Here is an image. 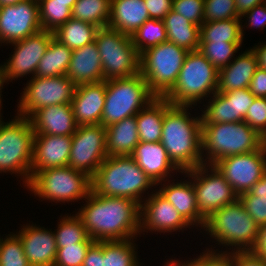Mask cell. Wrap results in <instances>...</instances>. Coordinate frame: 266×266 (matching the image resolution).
I'll return each instance as SVG.
<instances>
[{"label": "cell", "mask_w": 266, "mask_h": 266, "mask_svg": "<svg viewBox=\"0 0 266 266\" xmlns=\"http://www.w3.org/2000/svg\"><path fill=\"white\" fill-rule=\"evenodd\" d=\"M76 215L94 241L137 238L140 231V205L125 197L101 196L92 190Z\"/></svg>", "instance_id": "6da1fadb"}, {"label": "cell", "mask_w": 266, "mask_h": 266, "mask_svg": "<svg viewBox=\"0 0 266 266\" xmlns=\"http://www.w3.org/2000/svg\"><path fill=\"white\" fill-rule=\"evenodd\" d=\"M191 108L195 111L193 106H172L165 113L163 120L160 143L167 151L170 160L181 172L204 164L202 118L199 112L192 114Z\"/></svg>", "instance_id": "7a4b0ae2"}, {"label": "cell", "mask_w": 266, "mask_h": 266, "mask_svg": "<svg viewBox=\"0 0 266 266\" xmlns=\"http://www.w3.org/2000/svg\"><path fill=\"white\" fill-rule=\"evenodd\" d=\"M91 183L95 194L125 197L139 205L152 193L150 190L157 187L130 155L108 156L91 178Z\"/></svg>", "instance_id": "3957f363"}, {"label": "cell", "mask_w": 266, "mask_h": 266, "mask_svg": "<svg viewBox=\"0 0 266 266\" xmlns=\"http://www.w3.org/2000/svg\"><path fill=\"white\" fill-rule=\"evenodd\" d=\"M258 227L256 222L248 215L242 203L237 199L234 203L216 210L206 220L203 228V233L209 234L208 236L214 240H212V243L214 242L216 246L214 244L213 248L219 245L220 247L222 246V249L215 250L210 246L205 248L228 253L251 250L257 240ZM223 247H225L224 250Z\"/></svg>", "instance_id": "277c9868"}, {"label": "cell", "mask_w": 266, "mask_h": 266, "mask_svg": "<svg viewBox=\"0 0 266 266\" xmlns=\"http://www.w3.org/2000/svg\"><path fill=\"white\" fill-rule=\"evenodd\" d=\"M218 77L219 71L199 50L189 51L175 85L164 98L173 106L196 107L217 92Z\"/></svg>", "instance_id": "5b68a950"}, {"label": "cell", "mask_w": 266, "mask_h": 266, "mask_svg": "<svg viewBox=\"0 0 266 266\" xmlns=\"http://www.w3.org/2000/svg\"><path fill=\"white\" fill-rule=\"evenodd\" d=\"M263 137L244 120L202 124V159L213 165L228 156L249 153L264 145Z\"/></svg>", "instance_id": "8992f818"}, {"label": "cell", "mask_w": 266, "mask_h": 266, "mask_svg": "<svg viewBox=\"0 0 266 266\" xmlns=\"http://www.w3.org/2000/svg\"><path fill=\"white\" fill-rule=\"evenodd\" d=\"M34 135L29 118L15 115L0 122V174H15L24 188L31 179Z\"/></svg>", "instance_id": "52a82bcc"}, {"label": "cell", "mask_w": 266, "mask_h": 266, "mask_svg": "<svg viewBox=\"0 0 266 266\" xmlns=\"http://www.w3.org/2000/svg\"><path fill=\"white\" fill-rule=\"evenodd\" d=\"M27 191L41 201L58 203L85 200L92 190L91 177L69 166L38 171L29 181ZM57 203V204H56Z\"/></svg>", "instance_id": "ba28073f"}, {"label": "cell", "mask_w": 266, "mask_h": 266, "mask_svg": "<svg viewBox=\"0 0 266 266\" xmlns=\"http://www.w3.org/2000/svg\"><path fill=\"white\" fill-rule=\"evenodd\" d=\"M188 52L166 41L140 54V74L156 97H164L173 88Z\"/></svg>", "instance_id": "9c48e42d"}, {"label": "cell", "mask_w": 266, "mask_h": 266, "mask_svg": "<svg viewBox=\"0 0 266 266\" xmlns=\"http://www.w3.org/2000/svg\"><path fill=\"white\" fill-rule=\"evenodd\" d=\"M155 98L140 73L133 77L107 80L101 124L107 127L137 115Z\"/></svg>", "instance_id": "30bf717a"}, {"label": "cell", "mask_w": 266, "mask_h": 266, "mask_svg": "<svg viewBox=\"0 0 266 266\" xmlns=\"http://www.w3.org/2000/svg\"><path fill=\"white\" fill-rule=\"evenodd\" d=\"M95 43L101 57L104 81L140 73V54L131 36L107 26L97 30Z\"/></svg>", "instance_id": "8fae6325"}, {"label": "cell", "mask_w": 266, "mask_h": 266, "mask_svg": "<svg viewBox=\"0 0 266 266\" xmlns=\"http://www.w3.org/2000/svg\"><path fill=\"white\" fill-rule=\"evenodd\" d=\"M28 80L18 98L16 115L29 118L41 108L71 104L76 85L67 75L48 78L34 76Z\"/></svg>", "instance_id": "7c38bea8"}, {"label": "cell", "mask_w": 266, "mask_h": 266, "mask_svg": "<svg viewBox=\"0 0 266 266\" xmlns=\"http://www.w3.org/2000/svg\"><path fill=\"white\" fill-rule=\"evenodd\" d=\"M184 173L193 182L198 211L206 220L216 210L238 199L231 185L214 165L202 164Z\"/></svg>", "instance_id": "4fadbf2b"}, {"label": "cell", "mask_w": 266, "mask_h": 266, "mask_svg": "<svg viewBox=\"0 0 266 266\" xmlns=\"http://www.w3.org/2000/svg\"><path fill=\"white\" fill-rule=\"evenodd\" d=\"M53 37V32L41 30L23 40L6 45H11L14 49L8 60L6 59V62L0 64V77L4 84L8 85L15 79L20 80L27 76L30 77L29 79L33 78L38 63Z\"/></svg>", "instance_id": "5bb4252c"}, {"label": "cell", "mask_w": 266, "mask_h": 266, "mask_svg": "<svg viewBox=\"0 0 266 266\" xmlns=\"http://www.w3.org/2000/svg\"><path fill=\"white\" fill-rule=\"evenodd\" d=\"M107 157L105 127L102 124L78 126L72 135L68 166L92 178Z\"/></svg>", "instance_id": "9a60e30c"}, {"label": "cell", "mask_w": 266, "mask_h": 266, "mask_svg": "<svg viewBox=\"0 0 266 266\" xmlns=\"http://www.w3.org/2000/svg\"><path fill=\"white\" fill-rule=\"evenodd\" d=\"M213 165L239 196L248 192L266 172V144L256 151L225 157Z\"/></svg>", "instance_id": "2e32d148"}, {"label": "cell", "mask_w": 266, "mask_h": 266, "mask_svg": "<svg viewBox=\"0 0 266 266\" xmlns=\"http://www.w3.org/2000/svg\"><path fill=\"white\" fill-rule=\"evenodd\" d=\"M194 229L176 210V208L164 199L157 190L152 193L140 205V231L141 234L182 232ZM186 229V230H185ZM157 232V233H156Z\"/></svg>", "instance_id": "e0dca14e"}, {"label": "cell", "mask_w": 266, "mask_h": 266, "mask_svg": "<svg viewBox=\"0 0 266 266\" xmlns=\"http://www.w3.org/2000/svg\"><path fill=\"white\" fill-rule=\"evenodd\" d=\"M41 30L38 1L24 0L0 8V47L23 40Z\"/></svg>", "instance_id": "ac0fdd59"}, {"label": "cell", "mask_w": 266, "mask_h": 266, "mask_svg": "<svg viewBox=\"0 0 266 266\" xmlns=\"http://www.w3.org/2000/svg\"><path fill=\"white\" fill-rule=\"evenodd\" d=\"M254 98L249 88L231 92H215L205 101L207 104L203 103L205 108L198 106L201 111L202 124L243 121Z\"/></svg>", "instance_id": "d6986e66"}, {"label": "cell", "mask_w": 266, "mask_h": 266, "mask_svg": "<svg viewBox=\"0 0 266 266\" xmlns=\"http://www.w3.org/2000/svg\"><path fill=\"white\" fill-rule=\"evenodd\" d=\"M181 174L187 179L183 178L180 181L179 179L178 181L177 179L171 181L168 179L157 183L156 186L159 187L156 190L176 208L192 227H196L197 231L199 230L202 233L206 219L198 211L193 182L184 172Z\"/></svg>", "instance_id": "ffe728a7"}, {"label": "cell", "mask_w": 266, "mask_h": 266, "mask_svg": "<svg viewBox=\"0 0 266 266\" xmlns=\"http://www.w3.org/2000/svg\"><path fill=\"white\" fill-rule=\"evenodd\" d=\"M21 224L19 231L15 233L22 241V247L30 266H53L57 247L55 235L52 229L45 226L30 224Z\"/></svg>", "instance_id": "44dd1931"}, {"label": "cell", "mask_w": 266, "mask_h": 266, "mask_svg": "<svg viewBox=\"0 0 266 266\" xmlns=\"http://www.w3.org/2000/svg\"><path fill=\"white\" fill-rule=\"evenodd\" d=\"M72 146V136L35 134L31 178L49 168L68 166Z\"/></svg>", "instance_id": "7402d4cb"}, {"label": "cell", "mask_w": 266, "mask_h": 266, "mask_svg": "<svg viewBox=\"0 0 266 266\" xmlns=\"http://www.w3.org/2000/svg\"><path fill=\"white\" fill-rule=\"evenodd\" d=\"M130 156L155 184L182 173L160 142H139Z\"/></svg>", "instance_id": "603a6c76"}, {"label": "cell", "mask_w": 266, "mask_h": 266, "mask_svg": "<svg viewBox=\"0 0 266 266\" xmlns=\"http://www.w3.org/2000/svg\"><path fill=\"white\" fill-rule=\"evenodd\" d=\"M105 95L106 81L76 86L71 106L78 126L101 124Z\"/></svg>", "instance_id": "cb8c5ba5"}, {"label": "cell", "mask_w": 266, "mask_h": 266, "mask_svg": "<svg viewBox=\"0 0 266 266\" xmlns=\"http://www.w3.org/2000/svg\"><path fill=\"white\" fill-rule=\"evenodd\" d=\"M29 120L35 134L72 136L78 128L71 104L41 108L36 110Z\"/></svg>", "instance_id": "d4e9b609"}, {"label": "cell", "mask_w": 266, "mask_h": 266, "mask_svg": "<svg viewBox=\"0 0 266 266\" xmlns=\"http://www.w3.org/2000/svg\"><path fill=\"white\" fill-rule=\"evenodd\" d=\"M66 75L76 86L104 81L101 57L95 41L72 50Z\"/></svg>", "instance_id": "484cf974"}, {"label": "cell", "mask_w": 266, "mask_h": 266, "mask_svg": "<svg viewBox=\"0 0 266 266\" xmlns=\"http://www.w3.org/2000/svg\"><path fill=\"white\" fill-rule=\"evenodd\" d=\"M238 54L226 67L219 70L217 92L249 88L258 69L257 57L251 47Z\"/></svg>", "instance_id": "4316f807"}, {"label": "cell", "mask_w": 266, "mask_h": 266, "mask_svg": "<svg viewBox=\"0 0 266 266\" xmlns=\"http://www.w3.org/2000/svg\"><path fill=\"white\" fill-rule=\"evenodd\" d=\"M149 18L144 0H111V29L132 36Z\"/></svg>", "instance_id": "83f0119b"}, {"label": "cell", "mask_w": 266, "mask_h": 266, "mask_svg": "<svg viewBox=\"0 0 266 266\" xmlns=\"http://www.w3.org/2000/svg\"><path fill=\"white\" fill-rule=\"evenodd\" d=\"M105 129L108 156L131 155L139 144L136 115L113 123Z\"/></svg>", "instance_id": "f1b7e54d"}, {"label": "cell", "mask_w": 266, "mask_h": 266, "mask_svg": "<svg viewBox=\"0 0 266 266\" xmlns=\"http://www.w3.org/2000/svg\"><path fill=\"white\" fill-rule=\"evenodd\" d=\"M173 105L164 97H156L136 115L139 142H160L165 113Z\"/></svg>", "instance_id": "f546056e"}, {"label": "cell", "mask_w": 266, "mask_h": 266, "mask_svg": "<svg viewBox=\"0 0 266 266\" xmlns=\"http://www.w3.org/2000/svg\"><path fill=\"white\" fill-rule=\"evenodd\" d=\"M167 41L188 51L199 50L200 26L171 10L163 19Z\"/></svg>", "instance_id": "4dcf8cb0"}, {"label": "cell", "mask_w": 266, "mask_h": 266, "mask_svg": "<svg viewBox=\"0 0 266 266\" xmlns=\"http://www.w3.org/2000/svg\"><path fill=\"white\" fill-rule=\"evenodd\" d=\"M71 54V49L53 37L38 63L35 76L48 78L66 75Z\"/></svg>", "instance_id": "1f68e13d"}, {"label": "cell", "mask_w": 266, "mask_h": 266, "mask_svg": "<svg viewBox=\"0 0 266 266\" xmlns=\"http://www.w3.org/2000/svg\"><path fill=\"white\" fill-rule=\"evenodd\" d=\"M98 29L90 23L70 18L53 32V36L69 49L75 50L94 42Z\"/></svg>", "instance_id": "d6a6232c"}, {"label": "cell", "mask_w": 266, "mask_h": 266, "mask_svg": "<svg viewBox=\"0 0 266 266\" xmlns=\"http://www.w3.org/2000/svg\"><path fill=\"white\" fill-rule=\"evenodd\" d=\"M135 240L137 238L103 241V266H143Z\"/></svg>", "instance_id": "836d02e7"}, {"label": "cell", "mask_w": 266, "mask_h": 266, "mask_svg": "<svg viewBox=\"0 0 266 266\" xmlns=\"http://www.w3.org/2000/svg\"><path fill=\"white\" fill-rule=\"evenodd\" d=\"M243 22L240 18L203 22L200 26V42H243Z\"/></svg>", "instance_id": "e575fe53"}, {"label": "cell", "mask_w": 266, "mask_h": 266, "mask_svg": "<svg viewBox=\"0 0 266 266\" xmlns=\"http://www.w3.org/2000/svg\"><path fill=\"white\" fill-rule=\"evenodd\" d=\"M110 10L111 0H77L72 18L103 28L108 26Z\"/></svg>", "instance_id": "d590c367"}, {"label": "cell", "mask_w": 266, "mask_h": 266, "mask_svg": "<svg viewBox=\"0 0 266 266\" xmlns=\"http://www.w3.org/2000/svg\"><path fill=\"white\" fill-rule=\"evenodd\" d=\"M61 218V219H60ZM59 222L54 229L56 247L62 248L64 245H74L79 242H95L88 236L83 226L82 220L75 214L60 215Z\"/></svg>", "instance_id": "8d00e7d4"}, {"label": "cell", "mask_w": 266, "mask_h": 266, "mask_svg": "<svg viewBox=\"0 0 266 266\" xmlns=\"http://www.w3.org/2000/svg\"><path fill=\"white\" fill-rule=\"evenodd\" d=\"M238 199L258 226L266 224V172L248 192L240 194Z\"/></svg>", "instance_id": "74e56055"}, {"label": "cell", "mask_w": 266, "mask_h": 266, "mask_svg": "<svg viewBox=\"0 0 266 266\" xmlns=\"http://www.w3.org/2000/svg\"><path fill=\"white\" fill-rule=\"evenodd\" d=\"M39 18L41 29L54 32L67 20L72 18L69 2L39 0Z\"/></svg>", "instance_id": "f35d334b"}, {"label": "cell", "mask_w": 266, "mask_h": 266, "mask_svg": "<svg viewBox=\"0 0 266 266\" xmlns=\"http://www.w3.org/2000/svg\"><path fill=\"white\" fill-rule=\"evenodd\" d=\"M133 45L141 54L146 49L167 41V33L163 20L149 18L131 36Z\"/></svg>", "instance_id": "ab89813d"}, {"label": "cell", "mask_w": 266, "mask_h": 266, "mask_svg": "<svg viewBox=\"0 0 266 266\" xmlns=\"http://www.w3.org/2000/svg\"><path fill=\"white\" fill-rule=\"evenodd\" d=\"M243 42H200L199 51L219 71L240 51Z\"/></svg>", "instance_id": "60d3db41"}, {"label": "cell", "mask_w": 266, "mask_h": 266, "mask_svg": "<svg viewBox=\"0 0 266 266\" xmlns=\"http://www.w3.org/2000/svg\"><path fill=\"white\" fill-rule=\"evenodd\" d=\"M3 236L0 237V266H30L20 237L15 232Z\"/></svg>", "instance_id": "b9f144b4"}, {"label": "cell", "mask_w": 266, "mask_h": 266, "mask_svg": "<svg viewBox=\"0 0 266 266\" xmlns=\"http://www.w3.org/2000/svg\"><path fill=\"white\" fill-rule=\"evenodd\" d=\"M240 18L235 0H204V22Z\"/></svg>", "instance_id": "7bdbcfd3"}, {"label": "cell", "mask_w": 266, "mask_h": 266, "mask_svg": "<svg viewBox=\"0 0 266 266\" xmlns=\"http://www.w3.org/2000/svg\"><path fill=\"white\" fill-rule=\"evenodd\" d=\"M94 242H79L74 245H64L57 248L53 266H82L89 247Z\"/></svg>", "instance_id": "ee69618b"}, {"label": "cell", "mask_w": 266, "mask_h": 266, "mask_svg": "<svg viewBox=\"0 0 266 266\" xmlns=\"http://www.w3.org/2000/svg\"><path fill=\"white\" fill-rule=\"evenodd\" d=\"M200 255L197 254L196 258H188L189 260H182L183 266H233L232 252H218L208 249L202 250Z\"/></svg>", "instance_id": "f6af8a7d"}, {"label": "cell", "mask_w": 266, "mask_h": 266, "mask_svg": "<svg viewBox=\"0 0 266 266\" xmlns=\"http://www.w3.org/2000/svg\"><path fill=\"white\" fill-rule=\"evenodd\" d=\"M244 121L262 137L266 134V97H255Z\"/></svg>", "instance_id": "bcb514c9"}, {"label": "cell", "mask_w": 266, "mask_h": 266, "mask_svg": "<svg viewBox=\"0 0 266 266\" xmlns=\"http://www.w3.org/2000/svg\"><path fill=\"white\" fill-rule=\"evenodd\" d=\"M172 10L198 26L204 22V0H173Z\"/></svg>", "instance_id": "7dc6e473"}, {"label": "cell", "mask_w": 266, "mask_h": 266, "mask_svg": "<svg viewBox=\"0 0 266 266\" xmlns=\"http://www.w3.org/2000/svg\"><path fill=\"white\" fill-rule=\"evenodd\" d=\"M240 19L245 20L244 24L243 25L241 24L243 39L245 37L244 30L248 28L250 29L255 28L258 29L259 31L263 30L264 28H266V2L255 5L251 10L243 13L240 16Z\"/></svg>", "instance_id": "c3c4849f"}, {"label": "cell", "mask_w": 266, "mask_h": 266, "mask_svg": "<svg viewBox=\"0 0 266 266\" xmlns=\"http://www.w3.org/2000/svg\"><path fill=\"white\" fill-rule=\"evenodd\" d=\"M150 18L163 20L172 10L173 0H144Z\"/></svg>", "instance_id": "681fc988"}, {"label": "cell", "mask_w": 266, "mask_h": 266, "mask_svg": "<svg viewBox=\"0 0 266 266\" xmlns=\"http://www.w3.org/2000/svg\"><path fill=\"white\" fill-rule=\"evenodd\" d=\"M232 264L233 266H266V261L251 250L232 251Z\"/></svg>", "instance_id": "f907efd6"}, {"label": "cell", "mask_w": 266, "mask_h": 266, "mask_svg": "<svg viewBox=\"0 0 266 266\" xmlns=\"http://www.w3.org/2000/svg\"><path fill=\"white\" fill-rule=\"evenodd\" d=\"M82 266H103V241H95L89 247Z\"/></svg>", "instance_id": "816d5d0a"}, {"label": "cell", "mask_w": 266, "mask_h": 266, "mask_svg": "<svg viewBox=\"0 0 266 266\" xmlns=\"http://www.w3.org/2000/svg\"><path fill=\"white\" fill-rule=\"evenodd\" d=\"M249 91L255 97H266V70H256L250 81Z\"/></svg>", "instance_id": "f5cc1de1"}, {"label": "cell", "mask_w": 266, "mask_h": 266, "mask_svg": "<svg viewBox=\"0 0 266 266\" xmlns=\"http://www.w3.org/2000/svg\"><path fill=\"white\" fill-rule=\"evenodd\" d=\"M251 251L266 261V224L258 227L257 240Z\"/></svg>", "instance_id": "db71d44e"}, {"label": "cell", "mask_w": 266, "mask_h": 266, "mask_svg": "<svg viewBox=\"0 0 266 266\" xmlns=\"http://www.w3.org/2000/svg\"><path fill=\"white\" fill-rule=\"evenodd\" d=\"M256 54L258 61V68L266 70V42H258V44L251 47Z\"/></svg>", "instance_id": "11a10c76"}, {"label": "cell", "mask_w": 266, "mask_h": 266, "mask_svg": "<svg viewBox=\"0 0 266 266\" xmlns=\"http://www.w3.org/2000/svg\"><path fill=\"white\" fill-rule=\"evenodd\" d=\"M266 0H235L237 13L241 16L243 13L251 10L255 5L262 4Z\"/></svg>", "instance_id": "9f6ffc18"}, {"label": "cell", "mask_w": 266, "mask_h": 266, "mask_svg": "<svg viewBox=\"0 0 266 266\" xmlns=\"http://www.w3.org/2000/svg\"><path fill=\"white\" fill-rule=\"evenodd\" d=\"M4 86H5V84H4V82L2 81V79H1V77H0V122H2L3 121V117H2V112L1 111H3V109H2V107H3V102H2V99H3V94H2V89L4 88Z\"/></svg>", "instance_id": "6f0895ef"}, {"label": "cell", "mask_w": 266, "mask_h": 266, "mask_svg": "<svg viewBox=\"0 0 266 266\" xmlns=\"http://www.w3.org/2000/svg\"><path fill=\"white\" fill-rule=\"evenodd\" d=\"M164 262L165 263L163 266H183L181 261L179 259H176V257L174 259L171 257L169 260Z\"/></svg>", "instance_id": "680465c9"}, {"label": "cell", "mask_w": 266, "mask_h": 266, "mask_svg": "<svg viewBox=\"0 0 266 266\" xmlns=\"http://www.w3.org/2000/svg\"><path fill=\"white\" fill-rule=\"evenodd\" d=\"M24 0H0L1 5H15Z\"/></svg>", "instance_id": "91938a15"}, {"label": "cell", "mask_w": 266, "mask_h": 266, "mask_svg": "<svg viewBox=\"0 0 266 266\" xmlns=\"http://www.w3.org/2000/svg\"><path fill=\"white\" fill-rule=\"evenodd\" d=\"M53 1L69 2V8L72 10L73 5L76 3L77 0H53Z\"/></svg>", "instance_id": "94428289"}, {"label": "cell", "mask_w": 266, "mask_h": 266, "mask_svg": "<svg viewBox=\"0 0 266 266\" xmlns=\"http://www.w3.org/2000/svg\"><path fill=\"white\" fill-rule=\"evenodd\" d=\"M264 143L266 144V134L263 136Z\"/></svg>", "instance_id": "6125c7cd"}]
</instances>
